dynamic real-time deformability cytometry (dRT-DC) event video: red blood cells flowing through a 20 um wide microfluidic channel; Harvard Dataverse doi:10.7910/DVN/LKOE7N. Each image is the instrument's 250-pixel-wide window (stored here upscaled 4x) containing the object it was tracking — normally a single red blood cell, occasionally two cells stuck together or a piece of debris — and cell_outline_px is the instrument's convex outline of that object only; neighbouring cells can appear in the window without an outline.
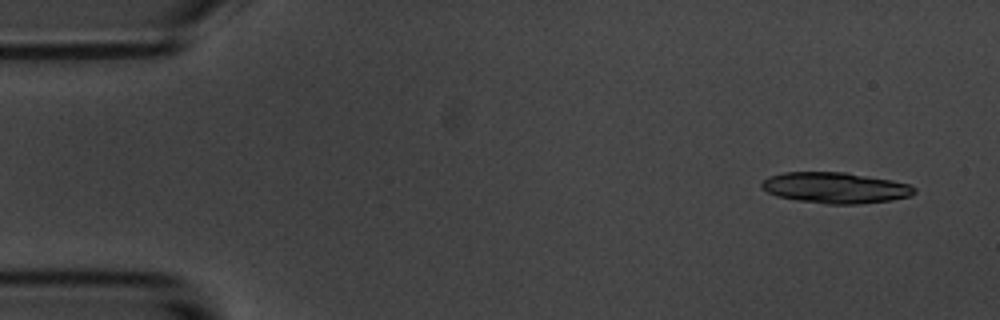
{"species": "common noctule bat (a hibernating species)", "species_latin": "Nyctalus noctula", "temperature_condition": "room temperature", "stored_images_in_passage": 28, "camera_frame_rate_fps": 3000, "um_per_image_px": 0.085, "animal": {"sex": "male", "body_mass_g": 20.1, "forearm_length_mm": 53.5}, "frame": {"image": 1, "passage_image": 1, "time_ms": 0.0, "image_size_px": [1000, 320], "cell_outline_px": [[916, 192], [912, 196], [888, 200], [856, 204], [828, 204], [796, 200], [776, 196], [760, 188], [760, 184], [768, 176], [784, 172], [844, 172], [892, 180], [908, 184], [916, 188]], "centroid_in_image_um": [70.97, 15.96], "position_along_channel_um": 14.0, "area_um2": 27.51}}
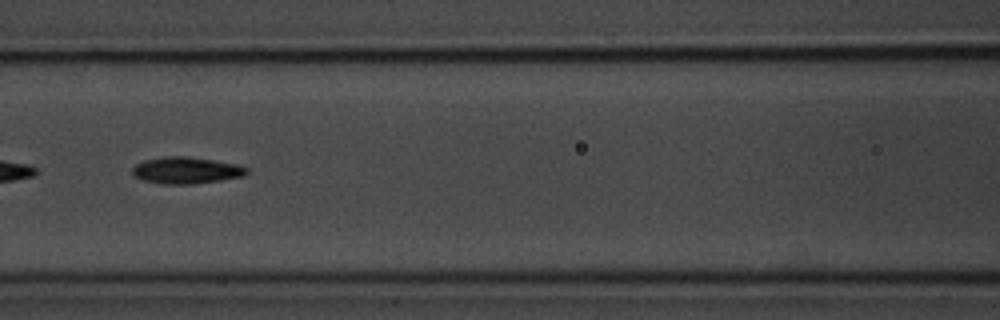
{"frame": {"image": 2, "passage_image": 22, "time_ms": 7.0, "image_size_px": [1000, 320], "cell_outline_px": [[248, 172], [240, 176], [220, 180], [192, 184], [164, 184], [144, 180], [132, 176], [132, 168], [136, 164], [144, 160], [164, 156], [188, 156], [240, 164], [248, 168]], "centroid_in_image_um": [15.81, 14.47], "position_along_channel_um": 150.8, "area_um2": 17.8}}
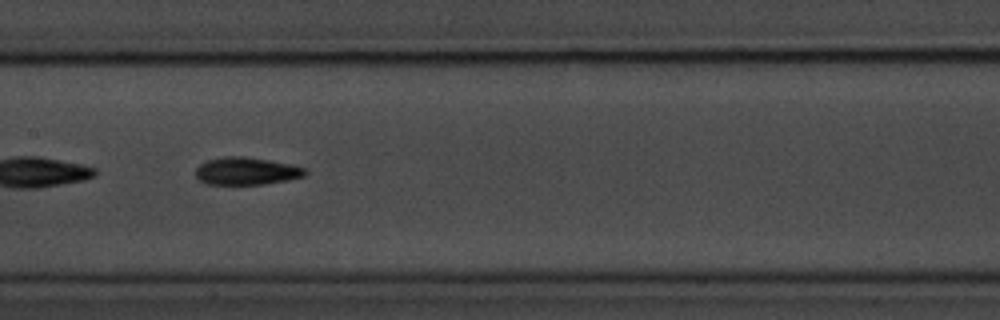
{"frame": {"image": 3, "passage_image": 25, "time_ms": 8.0, "image_size_px": [1000, 320], "cell_outline_px": [[308, 172], [304, 176], [288, 180], [264, 184], [208, 184], [200, 180], [196, 176], [196, 168], [200, 164], [208, 160], [224, 156], [244, 156], [292, 164], [308, 168]], "centroid_in_image_um": [20.99, 14.53], "position_along_channel_um": 186.4, "area_um2": 17.63}}